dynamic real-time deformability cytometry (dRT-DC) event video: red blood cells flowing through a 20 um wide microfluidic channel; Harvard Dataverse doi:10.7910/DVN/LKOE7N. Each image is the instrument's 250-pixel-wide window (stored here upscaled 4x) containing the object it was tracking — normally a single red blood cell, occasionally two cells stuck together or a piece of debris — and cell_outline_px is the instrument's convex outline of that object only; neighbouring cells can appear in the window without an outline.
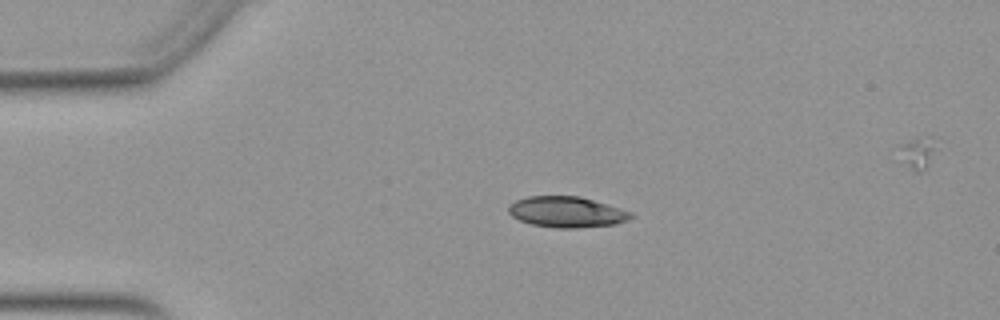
{"species": "Egyptian fruit bat (a non-hibernating species)", "species_latin": "Rousettus aegyptiacus", "temperature_condition": "warm", "stored_images_in_passage": 40, "camera_frame_rate_fps": 3000, "um_per_image_px": 0.085, "animal": {"sex": "female"}, "frame": {"image": 1, "passage_image": 1, "time_ms": 0.0, "image_size_px": [1000, 320], "cell_outline_px": [[632, 216], [628, 220], [616, 224], [576, 228], [556, 228], [532, 224], [520, 220], [512, 216], [508, 212], [508, 204], [516, 200], [528, 196], [580, 196], [632, 212]], "centroid_in_image_um": [48.14, 18.02], "position_along_channel_um": 36.9, "area_um2": 21.91}}
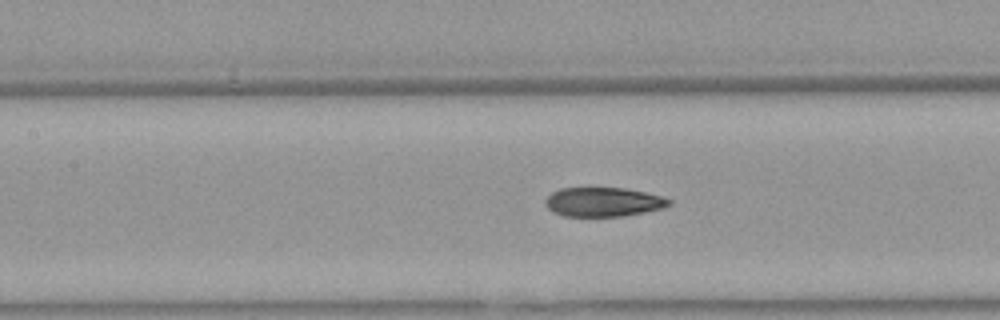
{"frame": {"image": 2, "passage_image": 13, "time_ms": 4.0, "image_size_px": [1000, 320], "cell_outline_px": [[672, 204], [664, 208], [624, 216], [564, 216], [552, 212], [544, 204], [544, 200], [552, 192], [560, 188], [624, 188], [664, 196], [672, 200]], "centroid_in_image_um": [51.29, 17.17], "position_along_channel_um": 156.1, "area_um2": 21.21}}
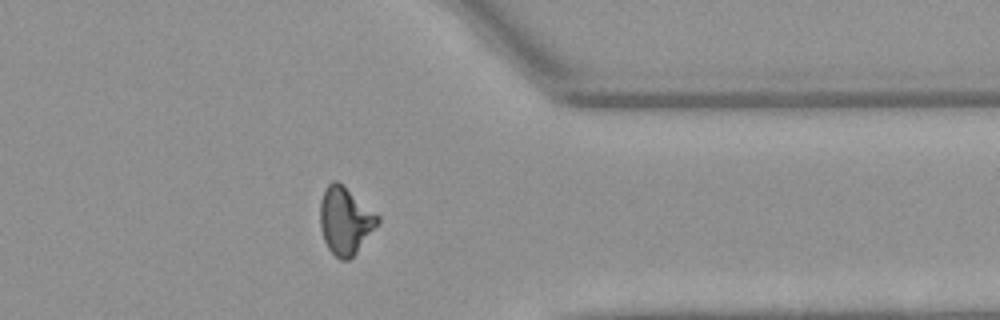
{"frame": {"image": 3, "passage_image": 31, "time_ms": 10.0, "image_size_px": [1000, 320], "cell_outline_px": [[380, 220], [356, 252], [348, 260], [340, 260], [328, 248], [324, 240], [320, 228], [320, 200], [324, 188], [332, 180], [336, 180], [380, 216]], "centroid_in_image_um": [29.31, 18.74], "position_along_channel_um": 382.1, "area_um2": 22.2}}